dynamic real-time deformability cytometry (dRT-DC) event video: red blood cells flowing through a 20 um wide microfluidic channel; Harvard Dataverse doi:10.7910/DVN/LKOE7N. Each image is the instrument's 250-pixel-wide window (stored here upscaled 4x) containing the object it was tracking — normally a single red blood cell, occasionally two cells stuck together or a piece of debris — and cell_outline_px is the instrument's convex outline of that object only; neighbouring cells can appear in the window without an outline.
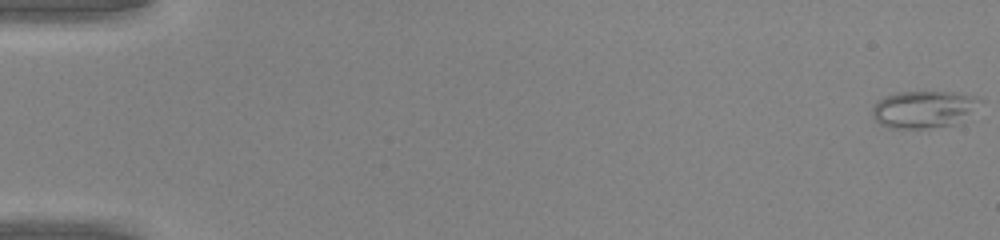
{"species": "common noctule bat (a hibernating species)", "species_latin": "Nyctalus noctula", "temperature_condition": "warm", "stored_images_in_passage": 48, "segment_of_instrument_passage": [1, 2], "camera_frame_rate_fps": 3000, "um_per_image_px": 0.085, "animal": {"sex": "male", "body_mass_g": 20.0, "forearm_length_mm": 53.3}, "frame": {"image": 1, "passage_image": 1, "time_ms": 0.0, "image_size_px": [1000, 240], "cell_outline_px": [[972, 100], [964, 112], [952, 124], [924, 128], [892, 128], [880, 124], [872, 116], [872, 108], [880, 100], [888, 96], [900, 92], [956, 92], [972, 96]], "centroid_in_image_um": [78.25, 9.29], "position_along_channel_um": 6.8, "area_um2": 21.39}}
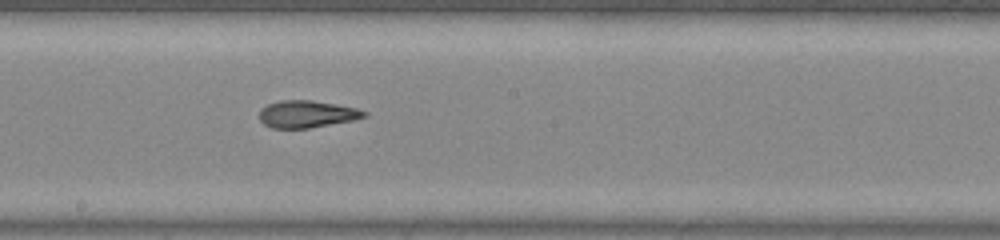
{"frame": {"image": 2, "passage_image": 27, "time_ms": 8.667, "image_size_px": [1000, 240], "cell_outline_px": [[368, 116], [352, 120], [308, 128], [272, 128], [264, 124], [260, 120], [260, 108], [268, 104], [280, 100], [312, 100], [356, 108], [368, 112]], "centroid_in_image_um": [26.07, 9.69], "position_along_channel_um": 222.1, "area_um2": 16.47}}
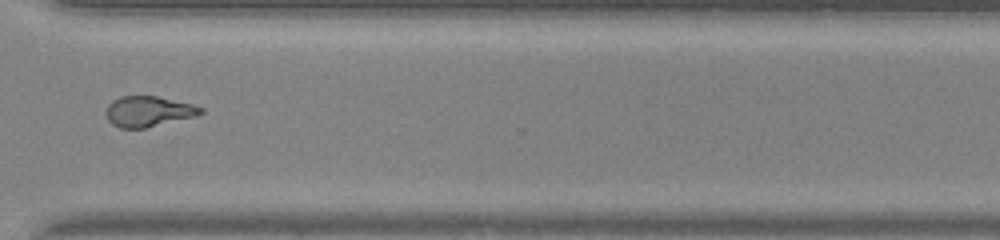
{"frame": {"image": 3, "passage_image": 36, "time_ms": 11.667, "image_size_px": [1000, 240], "cell_outline_px": [[204, 112], [192, 116], [144, 128], [120, 128], [112, 124], [108, 120], [104, 112], [108, 104], [112, 100], [120, 96], [156, 96], [192, 104], [204, 108]], "centroid_in_image_um": [12.54, 9.46], "position_along_channel_um": 358.1, "area_um2": 16.65}}